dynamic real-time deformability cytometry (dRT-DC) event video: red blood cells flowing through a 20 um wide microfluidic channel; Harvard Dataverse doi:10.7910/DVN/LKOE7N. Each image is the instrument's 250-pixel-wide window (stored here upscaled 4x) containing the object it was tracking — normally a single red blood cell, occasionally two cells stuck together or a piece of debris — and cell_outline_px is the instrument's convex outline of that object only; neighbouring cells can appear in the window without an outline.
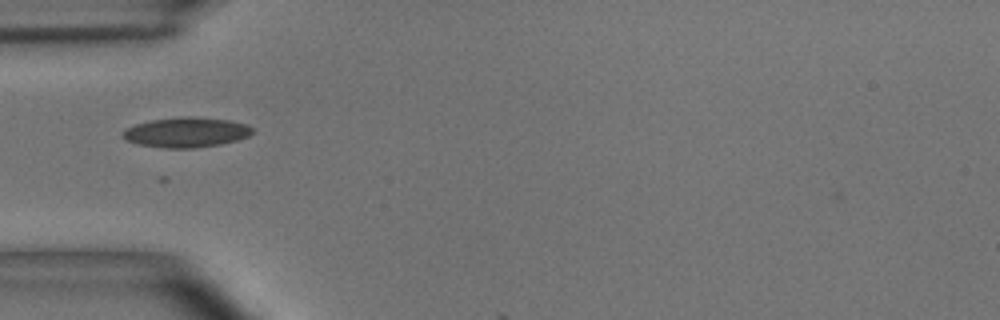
{"species": "common noctule bat (a hibernating species)", "species_latin": "Nyctalus noctula", "temperature_condition": "room temperature", "stored_images_in_passage": 3, "camera_frame_rate_fps": 3000, "um_per_image_px": 0.085, "animal": {"sex": "male", "body_mass_g": 15.6}, "frame": {"image": 1, "passage_image": 1, "time_ms": 0.0, "image_size_px": [1000, 320], "cell_outline_px": [[256, 128], [248, 136], [236, 140], [220, 144], [192, 148], [164, 148], [140, 144], [124, 140], [120, 136], [128, 128], [136, 124], [152, 120], [180, 116], [196, 116], [228, 120], [248, 124]], "centroid_in_image_um": [15.86, 11.23], "position_along_channel_um": 69.1, "area_um2": 22.72}}